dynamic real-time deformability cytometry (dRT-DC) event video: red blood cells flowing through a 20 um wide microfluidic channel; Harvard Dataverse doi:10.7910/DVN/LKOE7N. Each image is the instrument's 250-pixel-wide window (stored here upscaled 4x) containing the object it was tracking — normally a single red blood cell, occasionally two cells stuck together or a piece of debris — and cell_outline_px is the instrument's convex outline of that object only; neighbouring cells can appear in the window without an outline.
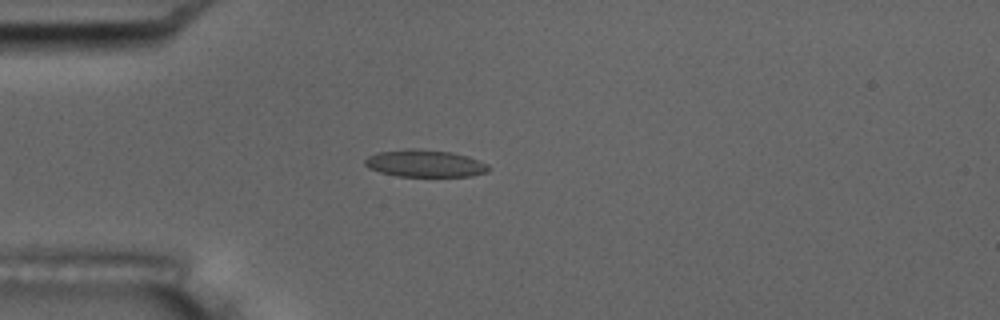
{"species": "common noctule bat (a hibernating species)", "species_latin": "Nyctalus noctula", "temperature_condition": "room temperature", "stored_images_in_passage": 5, "camera_frame_rate_fps": 3000, "um_per_image_px": 0.085, "animal": {"sex": "male", "body_mass_g": 17.5, "forearm_length_mm": 52.3}, "frame": {"image": 1, "passage_image": 5, "time_ms": 4.667, "image_size_px": [1000, 320], "cell_outline_px": [[492, 168], [488, 172], [472, 176], [396, 176], [380, 172], [368, 168], [364, 164], [364, 160], [368, 156], [376, 152], [404, 148], [420, 148], [452, 152], [468, 156], [480, 160], [488, 164]], "centroid_in_image_um": [36.13, 13.88], "position_along_channel_um": 48.9, "area_um2": 20.06}}